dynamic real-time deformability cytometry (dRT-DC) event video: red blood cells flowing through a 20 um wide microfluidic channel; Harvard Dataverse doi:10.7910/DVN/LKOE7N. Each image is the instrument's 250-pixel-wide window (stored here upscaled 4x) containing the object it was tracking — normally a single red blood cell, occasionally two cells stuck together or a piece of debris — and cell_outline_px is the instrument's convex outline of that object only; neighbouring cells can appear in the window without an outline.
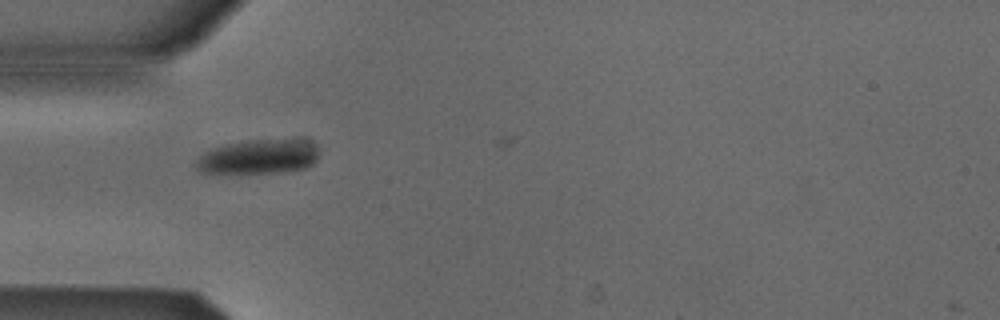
{"species": "Egyptian fruit bat (a non-hibernating species)", "species_latin": "Rousettus aegyptiacus", "temperature_condition": "cold", "stored_images_in_passage": 13, "camera_frame_rate_fps": 3000, "um_per_image_px": 0.085, "animal": {"sex": "male"}, "frame": {"image": 1, "passage_image": 10, "time_ms": 3.0, "image_size_px": [1000, 320], "cell_outline_px": [[316, 160], [312, 164], [304, 168], [280, 172], [200, 172], [196, 168], [196, 160], [204, 152], [212, 148], [224, 144], [248, 140], [312, 140], [316, 144]], "centroid_in_image_um": [21.97, 13.3], "position_along_channel_um": 63.0, "area_um2": 24.28}}